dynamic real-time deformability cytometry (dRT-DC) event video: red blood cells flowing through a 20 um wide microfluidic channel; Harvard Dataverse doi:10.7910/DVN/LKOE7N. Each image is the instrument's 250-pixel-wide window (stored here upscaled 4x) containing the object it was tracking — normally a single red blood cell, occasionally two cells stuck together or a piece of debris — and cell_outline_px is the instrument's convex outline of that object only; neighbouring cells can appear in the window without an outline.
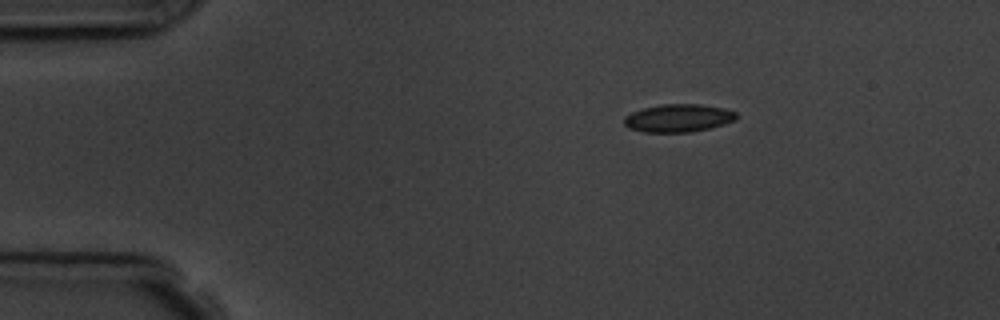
{"species": "common noctule bat (a hibernating species)", "species_latin": "Nyctalus noctula", "temperature_condition": "room temperature", "stored_images_in_passage": 4, "segment_of_instrument_passage": [1, 2], "camera_frame_rate_fps": 3000, "um_per_image_px": 0.085, "animal": {"sex": "male", "body_mass_g": 19.5, "forearm_length_mm": 54.6}, "frame": {"image": 1, "passage_image": 1, "time_ms": 0.0, "image_size_px": [1000, 320], "cell_outline_px": [[736, 120], [724, 124], [692, 132], [644, 132], [628, 128], [624, 124], [624, 116], [632, 112], [644, 108], [660, 104], [700, 104], [724, 108], [736, 112]], "centroid_in_image_um": [57.64, 10.03], "position_along_channel_um": 27.4, "area_um2": 18.26}}